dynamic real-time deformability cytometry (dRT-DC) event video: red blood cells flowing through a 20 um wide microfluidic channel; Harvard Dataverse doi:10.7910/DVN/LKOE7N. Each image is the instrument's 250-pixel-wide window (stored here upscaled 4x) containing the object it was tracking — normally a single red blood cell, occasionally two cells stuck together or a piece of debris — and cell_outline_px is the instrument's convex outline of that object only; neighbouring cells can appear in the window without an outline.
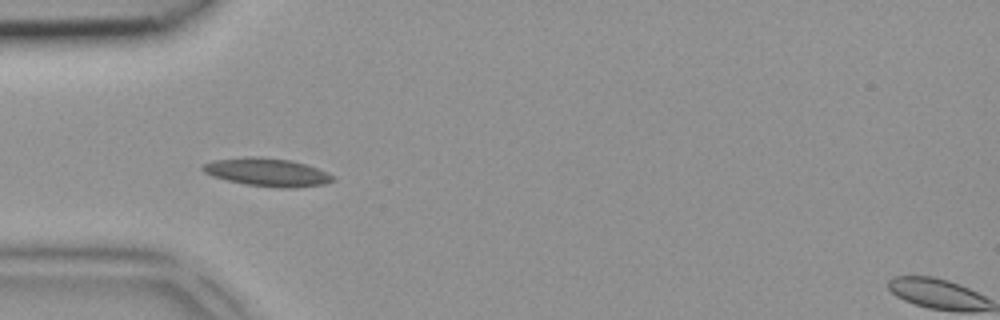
{"species": "common noctule bat (a hibernating species)", "species_latin": "Nyctalus noctula", "temperature_condition": "room temperature", "stored_images_in_passage": 4, "camera_frame_rate_fps": 3000, "um_per_image_px": 0.085, "animal": {"sex": "female", "body_mass_g": 18.4}, "frame": {"image": 1, "passage_image": 3, "time_ms": 0.667, "image_size_px": [1000, 320], "cell_outline_px": [[336, 180], [324, 184], [292, 188], [280, 188], [244, 184], [212, 176], [204, 172], [200, 168], [200, 164], [212, 160], [248, 156], [256, 156], [292, 160], [328, 172], [336, 176]], "centroid_in_image_um": [22.7, 14.63], "position_along_channel_um": 62.3, "area_um2": 21.56}}